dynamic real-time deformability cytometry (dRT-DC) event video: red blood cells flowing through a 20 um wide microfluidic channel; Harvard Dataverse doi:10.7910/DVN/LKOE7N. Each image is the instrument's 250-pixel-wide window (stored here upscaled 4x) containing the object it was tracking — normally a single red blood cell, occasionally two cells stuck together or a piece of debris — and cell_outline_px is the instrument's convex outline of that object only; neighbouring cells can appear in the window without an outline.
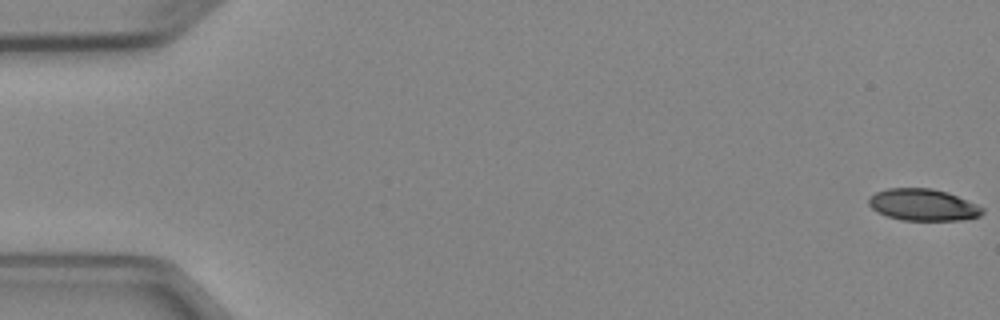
{"species": "Egyptian fruit bat (a non-hibernating species)", "species_latin": "Rousettus aegyptiacus", "temperature_condition": "cold", "stored_images_in_passage": 4, "segment_of_instrument_passage": [2, 2], "camera_frame_rate_fps": 3000, "um_per_image_px": 0.085, "animal": {"sex": "female"}, "frame": {"image": 1, "passage_image": 4, "time_ms": 3.333, "image_size_px": [1000, 320], "cell_outline_px": [[984, 212], [980, 216], [960, 220], [900, 220], [876, 212], [868, 204], [868, 200], [876, 192], [888, 188], [932, 188], [948, 192], [976, 204], [984, 208]], "centroid_in_image_um": [78.46, 17.41], "position_along_channel_um": 6.5, "area_um2": 21.04}}